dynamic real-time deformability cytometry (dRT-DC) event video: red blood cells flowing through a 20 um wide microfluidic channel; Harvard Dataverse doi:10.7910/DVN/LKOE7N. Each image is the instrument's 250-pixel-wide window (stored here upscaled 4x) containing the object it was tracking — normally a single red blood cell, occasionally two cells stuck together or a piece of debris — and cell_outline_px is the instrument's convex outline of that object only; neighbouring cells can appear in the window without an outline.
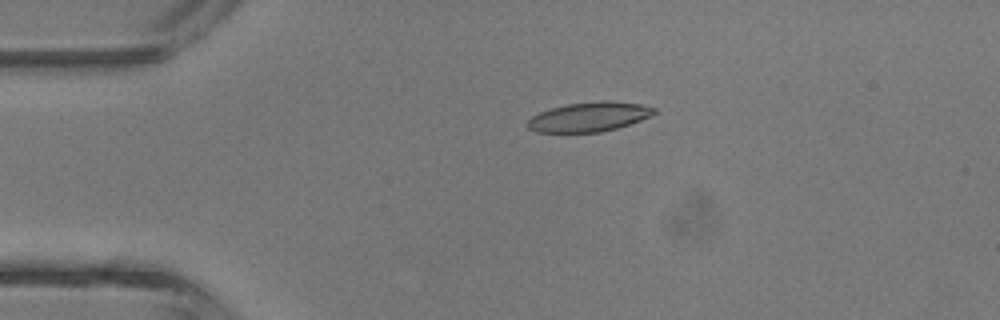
{"species": "common noctule bat (a hibernating species)", "species_latin": "Nyctalus noctula", "temperature_condition": "room temperature", "stored_images_in_passage": 5, "camera_frame_rate_fps": 3000, "um_per_image_px": 0.085, "animal": {"sex": "male", "body_mass_g": 13.3}, "frame": {"image": 1, "passage_image": 3, "time_ms": 2.333, "image_size_px": [1000, 320], "cell_outline_px": [[656, 112], [652, 116], [616, 128], [600, 132], [536, 132], [528, 128], [528, 120], [532, 116], [540, 112], [552, 108], [568, 104], [600, 100], [608, 100], [640, 104], [656, 108]], "centroid_in_image_um": [50.09, 9.92], "position_along_channel_um": 34.9, "area_um2": 21.62}}